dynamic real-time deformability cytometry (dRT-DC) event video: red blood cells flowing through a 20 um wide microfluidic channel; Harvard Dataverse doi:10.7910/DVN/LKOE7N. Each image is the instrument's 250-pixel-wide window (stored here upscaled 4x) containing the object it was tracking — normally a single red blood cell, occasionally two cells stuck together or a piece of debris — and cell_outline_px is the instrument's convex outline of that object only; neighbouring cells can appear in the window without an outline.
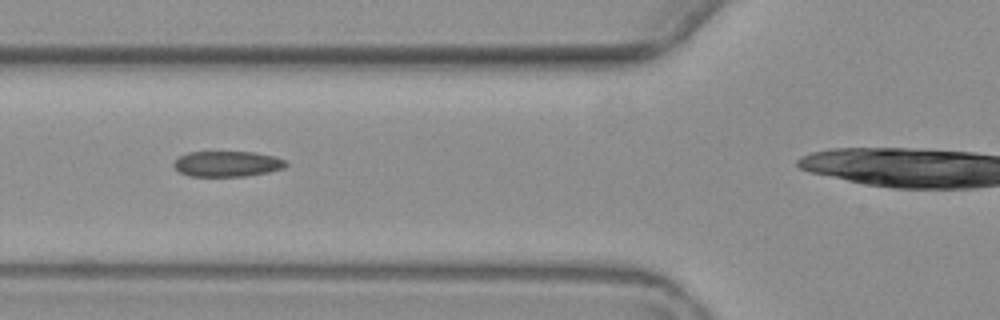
{"species": "common noctule bat (a hibernating species)", "species_latin": "Nyctalus noctula", "temperature_condition": "warm", "stored_images_in_passage": 10, "camera_frame_rate_fps": 3000, "um_per_image_px": 0.085, "animal": {"sex": "female", "body_mass_g": 19.3, "forearm_length_mm": 54.1}, "frame": {"image": 1, "passage_image": 4, "time_ms": 3.667, "image_size_px": [1000, 320], "cell_outline_px": [[288, 164], [284, 168], [268, 172], [248, 176], [188, 176], [180, 172], [172, 164], [180, 156], [188, 152], [256, 152], [276, 156], [284, 160]], "centroid_in_image_um": [19.34, 13.92], "position_along_channel_um": 106.5, "area_um2": 16.76}}
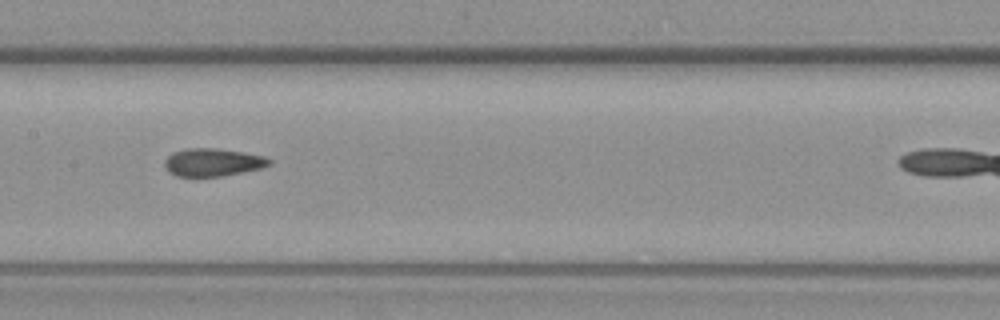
{"frame": {"image": 2, "passage_image": 6, "time_ms": 6.0, "image_size_px": [1000, 320], "cell_outline_px": [[272, 164], [260, 168], [220, 176], [176, 176], [168, 172], [164, 164], [164, 160], [168, 156], [184, 148], [216, 148], [264, 156], [272, 160]], "centroid_in_image_um": [18.06, 13.79], "position_along_channel_um": 189.3, "area_um2": 16.76}}
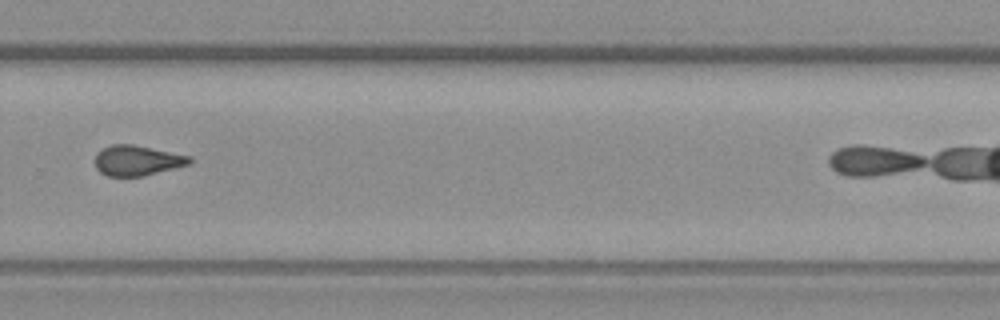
{"frame": {"image": 3, "passage_image": 9, "time_ms": 9.667, "image_size_px": [1000, 320], "cell_outline_px": [[192, 160], [188, 164], [144, 176], [108, 176], [100, 172], [96, 168], [96, 152], [112, 144], [132, 144], [188, 156]], "centroid_in_image_um": [11.6, 13.64], "position_along_channel_um": 318.2, "area_um2": 16.3}}